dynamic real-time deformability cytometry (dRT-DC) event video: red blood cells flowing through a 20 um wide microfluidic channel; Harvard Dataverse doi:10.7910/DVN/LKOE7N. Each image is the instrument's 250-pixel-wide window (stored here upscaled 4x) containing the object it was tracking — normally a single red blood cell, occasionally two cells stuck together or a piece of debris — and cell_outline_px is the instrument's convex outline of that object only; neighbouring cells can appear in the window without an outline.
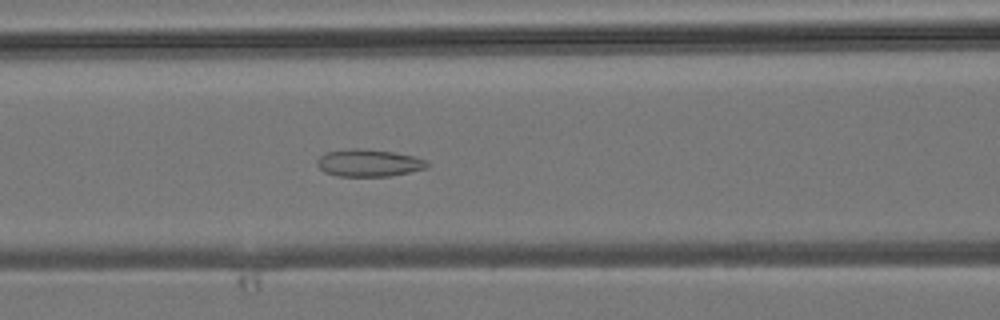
{"species": "common noctule bat (a hibernating species)", "species_latin": "Nyctalus noctula", "temperature_condition": "room temperature", "stored_images_in_passage": 42, "camera_frame_rate_fps": 3000, "um_per_image_px": 0.085, "animal": {"sex": "male", "body_mass_g": 19.2, "forearm_length_mm": 51.8}, "frame": {"image": 1, "passage_image": 16, "time_ms": 5.0, "image_size_px": [1000, 320], "cell_outline_px": [[432, 164], [428, 168], [388, 176], [336, 176], [324, 172], [316, 164], [316, 160], [324, 152], [352, 148], [356, 148], [392, 152], [412, 156], [428, 160]], "centroid_in_image_um": [31.34, 13.85], "position_along_channel_um": 135.3, "area_um2": 17.57}}
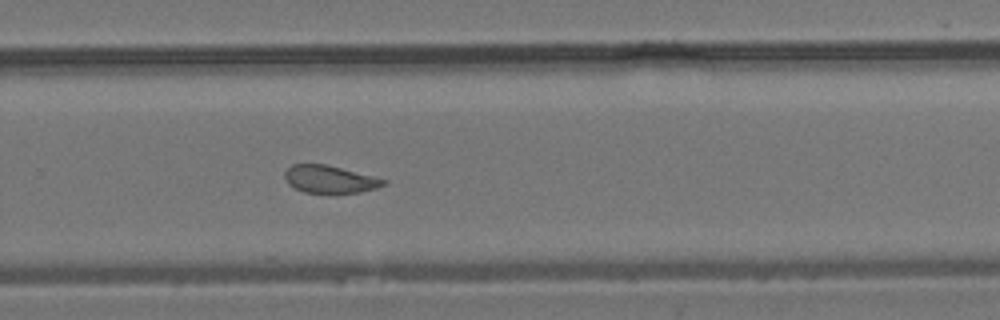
{"frame": {"image": 2, "passage_image": 27, "time_ms": 8.667, "image_size_px": [1000, 320], "cell_outline_px": [[388, 184], [376, 188], [360, 192], [304, 192], [288, 184], [284, 176], [284, 172], [292, 164], [324, 164], [388, 180]], "centroid_in_image_um": [28.03, 15.23], "position_along_channel_um": 301.8, "area_um2": 15.55}}
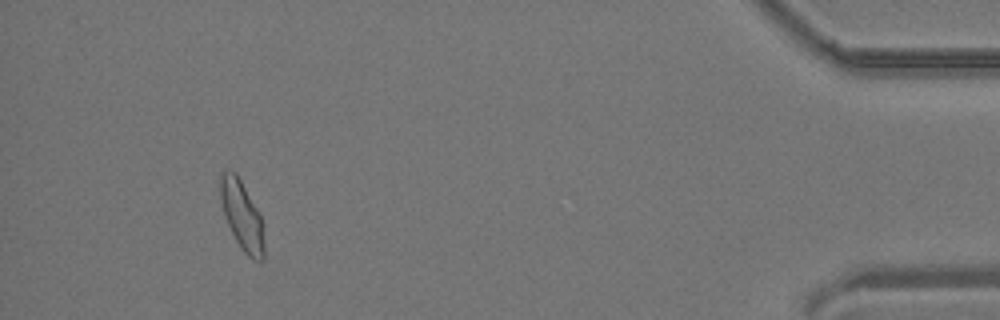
{"frame": {"image": 3, "passage_image": 39, "time_ms": 12.667, "image_size_px": [1000, 320], "cell_outline_px": [[264, 260], [252, 260], [240, 248], [224, 216], [220, 196], [220, 172], [236, 172], [256, 208], [264, 224]], "centroid_in_image_um": [20.58, 18.36], "position_along_channel_um": 414.6, "area_um2": 17.51}}